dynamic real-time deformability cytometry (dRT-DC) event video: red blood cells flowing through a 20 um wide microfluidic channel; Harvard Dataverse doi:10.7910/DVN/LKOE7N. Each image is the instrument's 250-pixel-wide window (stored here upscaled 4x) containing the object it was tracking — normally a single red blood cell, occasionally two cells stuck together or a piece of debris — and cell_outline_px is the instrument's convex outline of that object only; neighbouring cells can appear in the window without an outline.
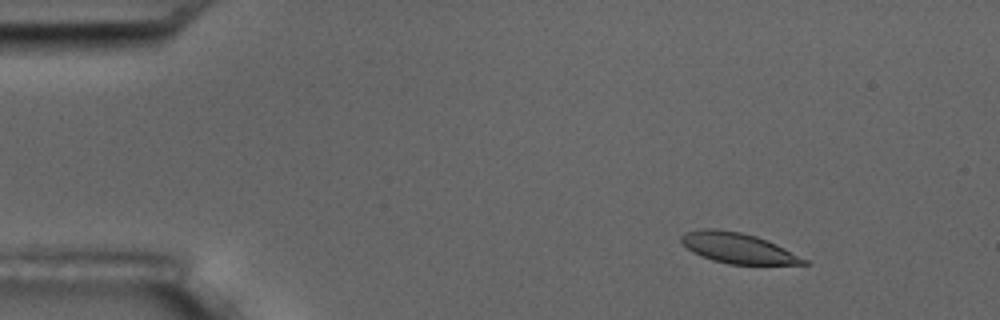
{"species": "common noctule bat (a hibernating species)", "species_latin": "Nyctalus noctula", "temperature_condition": "room temperature", "stored_images_in_passage": 5, "camera_frame_rate_fps": 3000, "um_per_image_px": 0.085, "animal": {"sex": "male", "body_mass_g": 17.5, "forearm_length_mm": 52.3}, "frame": {"image": 1, "passage_image": 2, "time_ms": 1.0, "image_size_px": [1000, 320], "cell_outline_px": [[808, 264], [728, 264], [712, 260], [692, 252], [680, 240], [680, 236], [684, 232], [704, 228], [712, 228], [740, 232], [756, 236], [776, 244], [808, 260]], "centroid_in_image_um": [62.69, 21.08], "position_along_channel_um": 22.3, "area_um2": 21.5}}
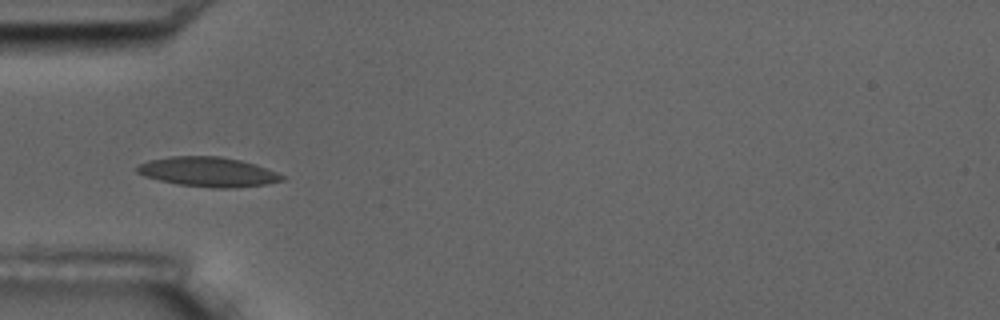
{"frame": {"image": 2, "passage_image": 5, "time_ms": 4.667, "image_size_px": [1000, 320], "cell_outline_px": [[288, 176], [284, 180], [268, 184], [236, 188], [212, 188], [176, 184], [144, 176], [136, 172], [136, 168], [140, 164], [148, 160], [172, 156], [220, 156], [240, 160], [256, 164], [268, 168]], "centroid_in_image_um": [17.75, 14.61], "position_along_channel_um": 67.3, "area_um2": 25.37}}